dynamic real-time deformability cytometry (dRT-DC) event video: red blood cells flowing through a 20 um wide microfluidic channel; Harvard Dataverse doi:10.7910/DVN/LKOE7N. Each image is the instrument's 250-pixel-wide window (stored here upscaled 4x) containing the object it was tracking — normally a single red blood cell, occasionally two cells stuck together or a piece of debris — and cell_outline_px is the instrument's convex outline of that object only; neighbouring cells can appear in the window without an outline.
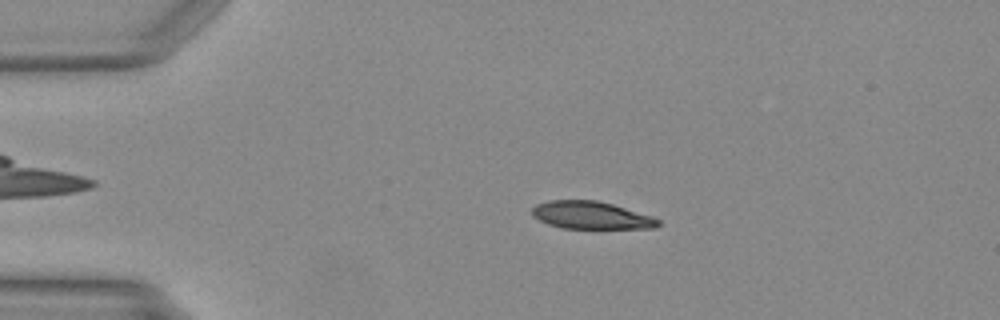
{"species": "Egyptian fruit bat (a non-hibernating species)", "species_latin": "Rousettus aegyptiacus", "temperature_condition": "warm", "stored_images_in_passage": 49, "camera_frame_rate_fps": 3000, "um_per_image_px": 0.085, "animal": {"sex": "female"}, "frame": {"image": 1, "passage_image": 10, "time_ms": 3.0, "image_size_px": [1000, 320], "cell_outline_px": [[660, 224], [656, 228], [564, 228], [548, 224], [532, 216], [532, 208], [536, 204], [548, 200], [596, 200], [612, 204], [652, 216], [660, 220]], "centroid_in_image_um": [50.23, 18.29], "position_along_channel_um": 34.8, "area_um2": 20.17}}
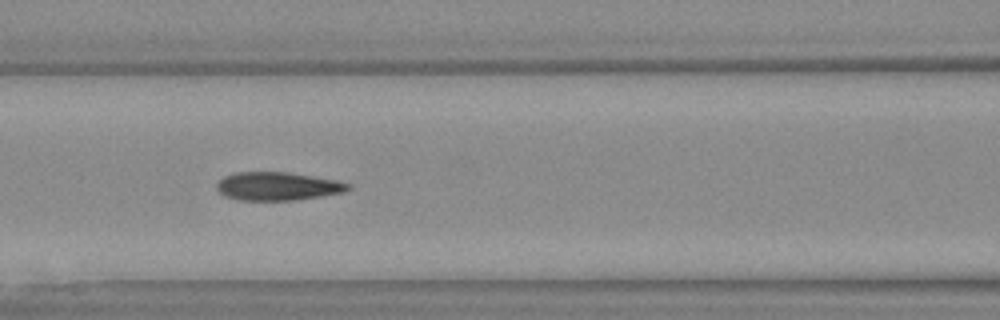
{"frame": {"image": 2, "passage_image": 21, "time_ms": 6.667, "image_size_px": [1000, 320], "cell_outline_px": [[352, 188], [344, 192], [296, 200], [240, 200], [224, 196], [216, 188], [216, 184], [224, 176], [236, 172], [288, 172], [336, 180], [348, 184]], "centroid_in_image_um": [23.57, 15.83], "position_along_channel_um": 143.0, "area_um2": 21.56}}
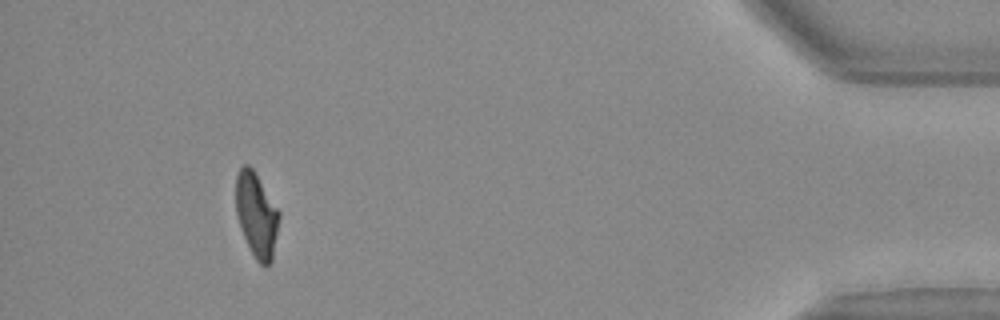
{"frame": {"image": 3, "passage_image": 45, "time_ms": 14.667, "image_size_px": [1000, 320], "cell_outline_px": [[280, 216], [272, 260], [264, 268], [256, 260], [240, 228], [236, 212], [236, 176], [240, 168], [244, 164], [248, 164], [252, 168], [280, 212]], "centroid_in_image_um": [21.8, 18.27], "position_along_channel_um": 413.4, "area_um2": 21.1}}